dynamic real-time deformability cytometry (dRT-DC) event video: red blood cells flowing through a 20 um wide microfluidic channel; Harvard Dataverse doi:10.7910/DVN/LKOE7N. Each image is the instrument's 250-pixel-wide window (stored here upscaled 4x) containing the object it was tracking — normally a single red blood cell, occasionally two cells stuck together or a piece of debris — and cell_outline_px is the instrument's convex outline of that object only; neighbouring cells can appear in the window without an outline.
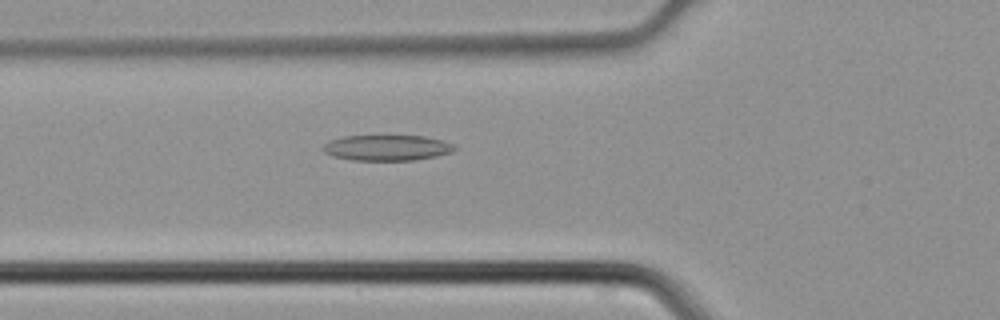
{"species": "common noctule bat (a hibernating species)", "species_latin": "Nyctalus noctula", "temperature_condition": "cold", "stored_images_in_passage": 33, "camera_frame_rate_fps": 3000, "um_per_image_px": 0.085, "animal": {"sex": "male", "body_mass_g": 21.5, "forearm_length_mm": 52.0}, "frame": {"image": 1, "passage_image": 5, "time_ms": 1.333, "image_size_px": [1000, 320], "cell_outline_px": [[456, 148], [452, 152], [436, 156], [412, 160], [352, 160], [332, 156], [324, 152], [324, 144], [328, 140], [344, 136], [424, 136], [444, 140], [452, 144]], "centroid_in_image_um": [32.88, 12.55], "position_along_channel_um": 92.9, "area_um2": 19.59}}
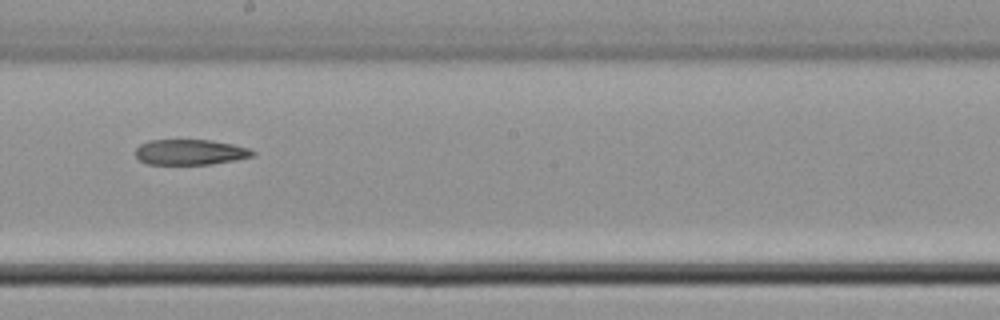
{"frame": {"image": 2, "passage_image": 14, "time_ms": 4.333, "image_size_px": [1000, 320], "cell_outline_px": [[256, 152], [252, 156], [236, 160], [212, 164], [148, 164], [140, 160], [136, 156], [136, 148], [140, 144], [148, 140], [212, 140], [232, 144], [248, 148]], "centroid_in_image_um": [16.16, 12.93], "position_along_channel_um": 232.0, "area_um2": 17.34}}
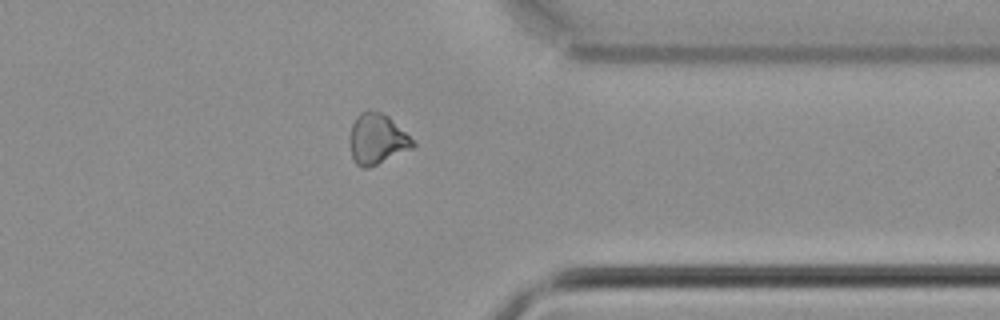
{"frame": {"image": 3, "passage_image": 24, "time_ms": 7.667, "image_size_px": [1000, 320], "cell_outline_px": [[416, 144], [412, 148], [368, 168], [360, 168], [356, 164], [352, 156], [348, 140], [348, 136], [352, 124], [356, 116], [360, 112], [368, 108], [380, 112], [388, 116]], "centroid_in_image_um": [31.98, 11.8], "position_along_channel_um": 379.4, "area_um2": 18.55}}